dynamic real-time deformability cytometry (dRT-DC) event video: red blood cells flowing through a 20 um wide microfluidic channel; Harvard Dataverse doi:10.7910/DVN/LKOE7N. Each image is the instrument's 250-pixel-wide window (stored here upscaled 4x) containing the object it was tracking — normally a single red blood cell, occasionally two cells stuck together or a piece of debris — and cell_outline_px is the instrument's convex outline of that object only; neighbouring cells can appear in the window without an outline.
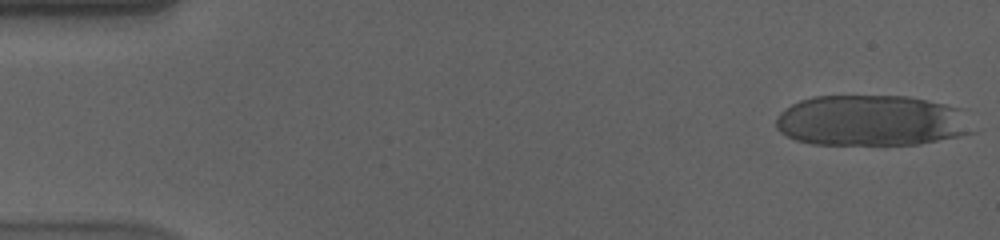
{"species": "human", "species_latin": "Homo sapiens", "temperature_condition": "cold", "stored_images_in_passage": 14, "camera_frame_rate_fps": 3000, "um_per_image_px": 0.085, "donor": {"sex": "male"}, "frame": {"image": 1, "passage_image": 1, "time_ms": 0.0, "image_size_px": [1000, 240], "cell_outline_px": [[976, 132], [920, 144], [812, 144], [796, 140], [780, 132], [776, 128], [776, 120], [780, 112], [784, 108], [800, 100], [812, 96], [908, 96], [928, 100], [960, 108]], "centroid_in_image_um": [74.06, 10.25], "position_along_channel_um": 10.9, "area_um2": 58.38}}